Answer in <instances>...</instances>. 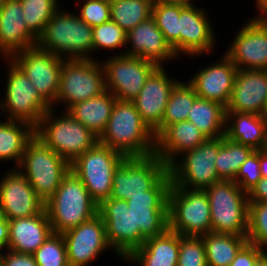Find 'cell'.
Returning <instances> with one entry per match:
<instances>
[{
    "label": "cell",
    "instance_id": "db71d44e",
    "mask_svg": "<svg viewBox=\"0 0 267 266\" xmlns=\"http://www.w3.org/2000/svg\"><path fill=\"white\" fill-rule=\"evenodd\" d=\"M3 254H4V250L0 249V266H2Z\"/></svg>",
    "mask_w": 267,
    "mask_h": 266
},
{
    "label": "cell",
    "instance_id": "f35d334b",
    "mask_svg": "<svg viewBox=\"0 0 267 266\" xmlns=\"http://www.w3.org/2000/svg\"><path fill=\"white\" fill-rule=\"evenodd\" d=\"M32 255L38 266H69L62 234L52 233Z\"/></svg>",
    "mask_w": 267,
    "mask_h": 266
},
{
    "label": "cell",
    "instance_id": "7dc6e473",
    "mask_svg": "<svg viewBox=\"0 0 267 266\" xmlns=\"http://www.w3.org/2000/svg\"><path fill=\"white\" fill-rule=\"evenodd\" d=\"M249 203L267 201V178H261L257 185L247 193Z\"/></svg>",
    "mask_w": 267,
    "mask_h": 266
},
{
    "label": "cell",
    "instance_id": "8d00e7d4",
    "mask_svg": "<svg viewBox=\"0 0 267 266\" xmlns=\"http://www.w3.org/2000/svg\"><path fill=\"white\" fill-rule=\"evenodd\" d=\"M183 7L163 3L152 6V17L177 57L180 56L179 16Z\"/></svg>",
    "mask_w": 267,
    "mask_h": 266
},
{
    "label": "cell",
    "instance_id": "1f68e13d",
    "mask_svg": "<svg viewBox=\"0 0 267 266\" xmlns=\"http://www.w3.org/2000/svg\"><path fill=\"white\" fill-rule=\"evenodd\" d=\"M225 120L226 106L213 100L198 97L188 112V121L193 123L207 139L224 135Z\"/></svg>",
    "mask_w": 267,
    "mask_h": 266
},
{
    "label": "cell",
    "instance_id": "8fae6325",
    "mask_svg": "<svg viewBox=\"0 0 267 266\" xmlns=\"http://www.w3.org/2000/svg\"><path fill=\"white\" fill-rule=\"evenodd\" d=\"M218 150L219 138H213L181 154L168 166L171 185L204 190L221 181L215 167Z\"/></svg>",
    "mask_w": 267,
    "mask_h": 266
},
{
    "label": "cell",
    "instance_id": "836d02e7",
    "mask_svg": "<svg viewBox=\"0 0 267 266\" xmlns=\"http://www.w3.org/2000/svg\"><path fill=\"white\" fill-rule=\"evenodd\" d=\"M254 151L249 146L219 137V150L215 167L220 180L233 181L239 168Z\"/></svg>",
    "mask_w": 267,
    "mask_h": 266
},
{
    "label": "cell",
    "instance_id": "484cf974",
    "mask_svg": "<svg viewBox=\"0 0 267 266\" xmlns=\"http://www.w3.org/2000/svg\"><path fill=\"white\" fill-rule=\"evenodd\" d=\"M8 249L20 254H33L53 233L46 209L41 213L8 220Z\"/></svg>",
    "mask_w": 267,
    "mask_h": 266
},
{
    "label": "cell",
    "instance_id": "3957f363",
    "mask_svg": "<svg viewBox=\"0 0 267 266\" xmlns=\"http://www.w3.org/2000/svg\"><path fill=\"white\" fill-rule=\"evenodd\" d=\"M45 209L53 233L62 234L95 216L98 204L70 169L55 194L45 202Z\"/></svg>",
    "mask_w": 267,
    "mask_h": 266
},
{
    "label": "cell",
    "instance_id": "ab89813d",
    "mask_svg": "<svg viewBox=\"0 0 267 266\" xmlns=\"http://www.w3.org/2000/svg\"><path fill=\"white\" fill-rule=\"evenodd\" d=\"M127 32L112 20L93 27V51L125 49Z\"/></svg>",
    "mask_w": 267,
    "mask_h": 266
},
{
    "label": "cell",
    "instance_id": "2e32d148",
    "mask_svg": "<svg viewBox=\"0 0 267 266\" xmlns=\"http://www.w3.org/2000/svg\"><path fill=\"white\" fill-rule=\"evenodd\" d=\"M10 59L25 73L39 94L55 108L65 59L37 46L16 52Z\"/></svg>",
    "mask_w": 267,
    "mask_h": 266
},
{
    "label": "cell",
    "instance_id": "816d5d0a",
    "mask_svg": "<svg viewBox=\"0 0 267 266\" xmlns=\"http://www.w3.org/2000/svg\"><path fill=\"white\" fill-rule=\"evenodd\" d=\"M153 4H173V5H182V6H190L194 5L193 0H152Z\"/></svg>",
    "mask_w": 267,
    "mask_h": 266
},
{
    "label": "cell",
    "instance_id": "c3c4849f",
    "mask_svg": "<svg viewBox=\"0 0 267 266\" xmlns=\"http://www.w3.org/2000/svg\"><path fill=\"white\" fill-rule=\"evenodd\" d=\"M9 224L8 220L0 213V249H8Z\"/></svg>",
    "mask_w": 267,
    "mask_h": 266
},
{
    "label": "cell",
    "instance_id": "ac0fdd59",
    "mask_svg": "<svg viewBox=\"0 0 267 266\" xmlns=\"http://www.w3.org/2000/svg\"><path fill=\"white\" fill-rule=\"evenodd\" d=\"M69 266H89L108 250L105 223L97 213L79 226L62 233Z\"/></svg>",
    "mask_w": 267,
    "mask_h": 266
},
{
    "label": "cell",
    "instance_id": "11a10c76",
    "mask_svg": "<svg viewBox=\"0 0 267 266\" xmlns=\"http://www.w3.org/2000/svg\"><path fill=\"white\" fill-rule=\"evenodd\" d=\"M6 0H0V8L5 3Z\"/></svg>",
    "mask_w": 267,
    "mask_h": 266
},
{
    "label": "cell",
    "instance_id": "f5cc1de1",
    "mask_svg": "<svg viewBox=\"0 0 267 266\" xmlns=\"http://www.w3.org/2000/svg\"><path fill=\"white\" fill-rule=\"evenodd\" d=\"M254 266H267V250L257 259Z\"/></svg>",
    "mask_w": 267,
    "mask_h": 266
},
{
    "label": "cell",
    "instance_id": "d6986e66",
    "mask_svg": "<svg viewBox=\"0 0 267 266\" xmlns=\"http://www.w3.org/2000/svg\"><path fill=\"white\" fill-rule=\"evenodd\" d=\"M167 73L164 66H158L147 78L139 94L132 100L140 117L155 137L161 133V122L170 92L179 82Z\"/></svg>",
    "mask_w": 267,
    "mask_h": 266
},
{
    "label": "cell",
    "instance_id": "44dd1931",
    "mask_svg": "<svg viewBox=\"0 0 267 266\" xmlns=\"http://www.w3.org/2000/svg\"><path fill=\"white\" fill-rule=\"evenodd\" d=\"M206 10L190 5L181 9L179 16L180 56L199 57L211 54L216 48L215 31ZM197 56V57H196Z\"/></svg>",
    "mask_w": 267,
    "mask_h": 266
},
{
    "label": "cell",
    "instance_id": "4fadbf2b",
    "mask_svg": "<svg viewBox=\"0 0 267 266\" xmlns=\"http://www.w3.org/2000/svg\"><path fill=\"white\" fill-rule=\"evenodd\" d=\"M101 61L106 90L119 101H132L158 67L153 61L127 55L112 54L110 58Z\"/></svg>",
    "mask_w": 267,
    "mask_h": 266
},
{
    "label": "cell",
    "instance_id": "9f6ffc18",
    "mask_svg": "<svg viewBox=\"0 0 267 266\" xmlns=\"http://www.w3.org/2000/svg\"><path fill=\"white\" fill-rule=\"evenodd\" d=\"M264 150L267 152V144L265 145V148H264Z\"/></svg>",
    "mask_w": 267,
    "mask_h": 266
},
{
    "label": "cell",
    "instance_id": "d4e9b609",
    "mask_svg": "<svg viewBox=\"0 0 267 266\" xmlns=\"http://www.w3.org/2000/svg\"><path fill=\"white\" fill-rule=\"evenodd\" d=\"M20 0H6L0 8V57L10 58L16 52L37 44V37L28 29Z\"/></svg>",
    "mask_w": 267,
    "mask_h": 266
},
{
    "label": "cell",
    "instance_id": "d590c367",
    "mask_svg": "<svg viewBox=\"0 0 267 266\" xmlns=\"http://www.w3.org/2000/svg\"><path fill=\"white\" fill-rule=\"evenodd\" d=\"M198 98L194 88L186 81L181 80L170 92L165 114L161 122V132L176 122L188 120V112Z\"/></svg>",
    "mask_w": 267,
    "mask_h": 266
},
{
    "label": "cell",
    "instance_id": "e0dca14e",
    "mask_svg": "<svg viewBox=\"0 0 267 266\" xmlns=\"http://www.w3.org/2000/svg\"><path fill=\"white\" fill-rule=\"evenodd\" d=\"M0 179V213L7 220L41 213L45 202L35 193L28 179L15 167Z\"/></svg>",
    "mask_w": 267,
    "mask_h": 266
},
{
    "label": "cell",
    "instance_id": "8992f818",
    "mask_svg": "<svg viewBox=\"0 0 267 266\" xmlns=\"http://www.w3.org/2000/svg\"><path fill=\"white\" fill-rule=\"evenodd\" d=\"M210 202L211 232L247 236L249 202L234 181L221 180L204 189Z\"/></svg>",
    "mask_w": 267,
    "mask_h": 266
},
{
    "label": "cell",
    "instance_id": "6da1fadb",
    "mask_svg": "<svg viewBox=\"0 0 267 266\" xmlns=\"http://www.w3.org/2000/svg\"><path fill=\"white\" fill-rule=\"evenodd\" d=\"M98 142L122 153L125 157L155 154L156 137L144 123L132 101L116 100Z\"/></svg>",
    "mask_w": 267,
    "mask_h": 266
},
{
    "label": "cell",
    "instance_id": "7bdbcfd3",
    "mask_svg": "<svg viewBox=\"0 0 267 266\" xmlns=\"http://www.w3.org/2000/svg\"><path fill=\"white\" fill-rule=\"evenodd\" d=\"M83 1L80 0L79 2L78 0V2H76L78 4L81 3V5H79L81 7L80 11L76 14L83 22H86L91 27H95L111 20L109 0Z\"/></svg>",
    "mask_w": 267,
    "mask_h": 266
},
{
    "label": "cell",
    "instance_id": "603a6c76",
    "mask_svg": "<svg viewBox=\"0 0 267 266\" xmlns=\"http://www.w3.org/2000/svg\"><path fill=\"white\" fill-rule=\"evenodd\" d=\"M226 112H245L267 116L266 70H237Z\"/></svg>",
    "mask_w": 267,
    "mask_h": 266
},
{
    "label": "cell",
    "instance_id": "d6a6232c",
    "mask_svg": "<svg viewBox=\"0 0 267 266\" xmlns=\"http://www.w3.org/2000/svg\"><path fill=\"white\" fill-rule=\"evenodd\" d=\"M208 266H229L248 242L246 236L209 232L202 236Z\"/></svg>",
    "mask_w": 267,
    "mask_h": 266
},
{
    "label": "cell",
    "instance_id": "ee69618b",
    "mask_svg": "<svg viewBox=\"0 0 267 266\" xmlns=\"http://www.w3.org/2000/svg\"><path fill=\"white\" fill-rule=\"evenodd\" d=\"M262 178L259 166V150H254L239 168L234 182L245 192L253 189Z\"/></svg>",
    "mask_w": 267,
    "mask_h": 266
},
{
    "label": "cell",
    "instance_id": "681fc988",
    "mask_svg": "<svg viewBox=\"0 0 267 266\" xmlns=\"http://www.w3.org/2000/svg\"><path fill=\"white\" fill-rule=\"evenodd\" d=\"M257 6V15L255 18L261 22L267 23V0H255Z\"/></svg>",
    "mask_w": 267,
    "mask_h": 266
},
{
    "label": "cell",
    "instance_id": "9a60e30c",
    "mask_svg": "<svg viewBox=\"0 0 267 266\" xmlns=\"http://www.w3.org/2000/svg\"><path fill=\"white\" fill-rule=\"evenodd\" d=\"M98 214L105 223L106 239L113 253L126 260L140 248L146 238L134 230V217L127 201L108 198L98 205Z\"/></svg>",
    "mask_w": 267,
    "mask_h": 266
},
{
    "label": "cell",
    "instance_id": "30bf717a",
    "mask_svg": "<svg viewBox=\"0 0 267 266\" xmlns=\"http://www.w3.org/2000/svg\"><path fill=\"white\" fill-rule=\"evenodd\" d=\"M100 62L96 59H65L55 105L65 104L63 110L67 111L74 104L105 92V75Z\"/></svg>",
    "mask_w": 267,
    "mask_h": 266
},
{
    "label": "cell",
    "instance_id": "4dcf8cb0",
    "mask_svg": "<svg viewBox=\"0 0 267 266\" xmlns=\"http://www.w3.org/2000/svg\"><path fill=\"white\" fill-rule=\"evenodd\" d=\"M35 135V128L30 124L14 120L0 121V162L15 161L19 166L27 142Z\"/></svg>",
    "mask_w": 267,
    "mask_h": 266
},
{
    "label": "cell",
    "instance_id": "7c38bea8",
    "mask_svg": "<svg viewBox=\"0 0 267 266\" xmlns=\"http://www.w3.org/2000/svg\"><path fill=\"white\" fill-rule=\"evenodd\" d=\"M167 173L168 166L156 154L125 157L114 171L110 198L128 201L151 190Z\"/></svg>",
    "mask_w": 267,
    "mask_h": 266
},
{
    "label": "cell",
    "instance_id": "ffe728a7",
    "mask_svg": "<svg viewBox=\"0 0 267 266\" xmlns=\"http://www.w3.org/2000/svg\"><path fill=\"white\" fill-rule=\"evenodd\" d=\"M230 45L224 53L238 69L267 70V23L250 18Z\"/></svg>",
    "mask_w": 267,
    "mask_h": 266
},
{
    "label": "cell",
    "instance_id": "f546056e",
    "mask_svg": "<svg viewBox=\"0 0 267 266\" xmlns=\"http://www.w3.org/2000/svg\"><path fill=\"white\" fill-rule=\"evenodd\" d=\"M116 100L106 90L96 97L74 104L67 112L99 138L107 126Z\"/></svg>",
    "mask_w": 267,
    "mask_h": 266
},
{
    "label": "cell",
    "instance_id": "74e56055",
    "mask_svg": "<svg viewBox=\"0 0 267 266\" xmlns=\"http://www.w3.org/2000/svg\"><path fill=\"white\" fill-rule=\"evenodd\" d=\"M28 29L38 38L60 8L58 0H20Z\"/></svg>",
    "mask_w": 267,
    "mask_h": 266
},
{
    "label": "cell",
    "instance_id": "7a4b0ae2",
    "mask_svg": "<svg viewBox=\"0 0 267 266\" xmlns=\"http://www.w3.org/2000/svg\"><path fill=\"white\" fill-rule=\"evenodd\" d=\"M62 7L45 25L36 46L64 59H95L93 27L83 22L76 13Z\"/></svg>",
    "mask_w": 267,
    "mask_h": 266
},
{
    "label": "cell",
    "instance_id": "e575fe53",
    "mask_svg": "<svg viewBox=\"0 0 267 266\" xmlns=\"http://www.w3.org/2000/svg\"><path fill=\"white\" fill-rule=\"evenodd\" d=\"M111 20L124 31L152 16V0H109Z\"/></svg>",
    "mask_w": 267,
    "mask_h": 266
},
{
    "label": "cell",
    "instance_id": "4316f807",
    "mask_svg": "<svg viewBox=\"0 0 267 266\" xmlns=\"http://www.w3.org/2000/svg\"><path fill=\"white\" fill-rule=\"evenodd\" d=\"M206 139L190 121L176 122L156 137L155 154L169 166L181 154L198 147Z\"/></svg>",
    "mask_w": 267,
    "mask_h": 266
},
{
    "label": "cell",
    "instance_id": "ba28073f",
    "mask_svg": "<svg viewBox=\"0 0 267 266\" xmlns=\"http://www.w3.org/2000/svg\"><path fill=\"white\" fill-rule=\"evenodd\" d=\"M169 229L185 237L211 232L210 202L205 190L171 185L168 192Z\"/></svg>",
    "mask_w": 267,
    "mask_h": 266
},
{
    "label": "cell",
    "instance_id": "52a82bcc",
    "mask_svg": "<svg viewBox=\"0 0 267 266\" xmlns=\"http://www.w3.org/2000/svg\"><path fill=\"white\" fill-rule=\"evenodd\" d=\"M6 76L4 97L0 100V114L6 120L21 121L36 128L45 113L52 106L39 94L25 73L10 59Z\"/></svg>",
    "mask_w": 267,
    "mask_h": 266
},
{
    "label": "cell",
    "instance_id": "9c48e42d",
    "mask_svg": "<svg viewBox=\"0 0 267 266\" xmlns=\"http://www.w3.org/2000/svg\"><path fill=\"white\" fill-rule=\"evenodd\" d=\"M125 156L97 142L71 164L70 169L82 181L92 199L99 205L111 197L113 174Z\"/></svg>",
    "mask_w": 267,
    "mask_h": 266
},
{
    "label": "cell",
    "instance_id": "277c9868",
    "mask_svg": "<svg viewBox=\"0 0 267 266\" xmlns=\"http://www.w3.org/2000/svg\"><path fill=\"white\" fill-rule=\"evenodd\" d=\"M55 111L58 112L51 108L45 113L35 128V135L71 164L92 148L98 142V137L67 111L60 116Z\"/></svg>",
    "mask_w": 267,
    "mask_h": 266
},
{
    "label": "cell",
    "instance_id": "7402d4cb",
    "mask_svg": "<svg viewBox=\"0 0 267 266\" xmlns=\"http://www.w3.org/2000/svg\"><path fill=\"white\" fill-rule=\"evenodd\" d=\"M219 61L201 67L187 82L194 88L199 98L220 102L227 106L234 87L238 68L225 54Z\"/></svg>",
    "mask_w": 267,
    "mask_h": 266
},
{
    "label": "cell",
    "instance_id": "f6af8a7d",
    "mask_svg": "<svg viewBox=\"0 0 267 266\" xmlns=\"http://www.w3.org/2000/svg\"><path fill=\"white\" fill-rule=\"evenodd\" d=\"M266 251L255 244L247 242L238 252L229 266H254L257 259Z\"/></svg>",
    "mask_w": 267,
    "mask_h": 266
},
{
    "label": "cell",
    "instance_id": "f1b7e54d",
    "mask_svg": "<svg viewBox=\"0 0 267 266\" xmlns=\"http://www.w3.org/2000/svg\"><path fill=\"white\" fill-rule=\"evenodd\" d=\"M224 136L254 150H264L267 144V116L226 112Z\"/></svg>",
    "mask_w": 267,
    "mask_h": 266
},
{
    "label": "cell",
    "instance_id": "60d3db41",
    "mask_svg": "<svg viewBox=\"0 0 267 266\" xmlns=\"http://www.w3.org/2000/svg\"><path fill=\"white\" fill-rule=\"evenodd\" d=\"M248 242L267 248V201L249 203Z\"/></svg>",
    "mask_w": 267,
    "mask_h": 266
},
{
    "label": "cell",
    "instance_id": "f907efd6",
    "mask_svg": "<svg viewBox=\"0 0 267 266\" xmlns=\"http://www.w3.org/2000/svg\"><path fill=\"white\" fill-rule=\"evenodd\" d=\"M259 166L263 178H267V152L259 150Z\"/></svg>",
    "mask_w": 267,
    "mask_h": 266
},
{
    "label": "cell",
    "instance_id": "5bb4252c",
    "mask_svg": "<svg viewBox=\"0 0 267 266\" xmlns=\"http://www.w3.org/2000/svg\"><path fill=\"white\" fill-rule=\"evenodd\" d=\"M171 186L169 172L143 194L130 196L128 209L134 217V230L147 239L164 233L169 228L168 192Z\"/></svg>",
    "mask_w": 267,
    "mask_h": 266
},
{
    "label": "cell",
    "instance_id": "bcb514c9",
    "mask_svg": "<svg viewBox=\"0 0 267 266\" xmlns=\"http://www.w3.org/2000/svg\"><path fill=\"white\" fill-rule=\"evenodd\" d=\"M4 251L2 266H38L32 254H20L10 250Z\"/></svg>",
    "mask_w": 267,
    "mask_h": 266
},
{
    "label": "cell",
    "instance_id": "83f0119b",
    "mask_svg": "<svg viewBox=\"0 0 267 266\" xmlns=\"http://www.w3.org/2000/svg\"><path fill=\"white\" fill-rule=\"evenodd\" d=\"M179 233L169 228L162 234L147 238L125 261L136 266H177Z\"/></svg>",
    "mask_w": 267,
    "mask_h": 266
},
{
    "label": "cell",
    "instance_id": "b9f144b4",
    "mask_svg": "<svg viewBox=\"0 0 267 266\" xmlns=\"http://www.w3.org/2000/svg\"><path fill=\"white\" fill-rule=\"evenodd\" d=\"M177 266H208L202 237H185L179 234Z\"/></svg>",
    "mask_w": 267,
    "mask_h": 266
},
{
    "label": "cell",
    "instance_id": "cb8c5ba5",
    "mask_svg": "<svg viewBox=\"0 0 267 266\" xmlns=\"http://www.w3.org/2000/svg\"><path fill=\"white\" fill-rule=\"evenodd\" d=\"M129 45H131L129 49L116 55L147 59L158 66H164L165 62L178 59L152 16L127 32L126 47Z\"/></svg>",
    "mask_w": 267,
    "mask_h": 266
},
{
    "label": "cell",
    "instance_id": "5b68a950",
    "mask_svg": "<svg viewBox=\"0 0 267 266\" xmlns=\"http://www.w3.org/2000/svg\"><path fill=\"white\" fill-rule=\"evenodd\" d=\"M17 169L28 179L35 193L46 202L70 170V163L34 135L26 144Z\"/></svg>",
    "mask_w": 267,
    "mask_h": 266
}]
</instances>
